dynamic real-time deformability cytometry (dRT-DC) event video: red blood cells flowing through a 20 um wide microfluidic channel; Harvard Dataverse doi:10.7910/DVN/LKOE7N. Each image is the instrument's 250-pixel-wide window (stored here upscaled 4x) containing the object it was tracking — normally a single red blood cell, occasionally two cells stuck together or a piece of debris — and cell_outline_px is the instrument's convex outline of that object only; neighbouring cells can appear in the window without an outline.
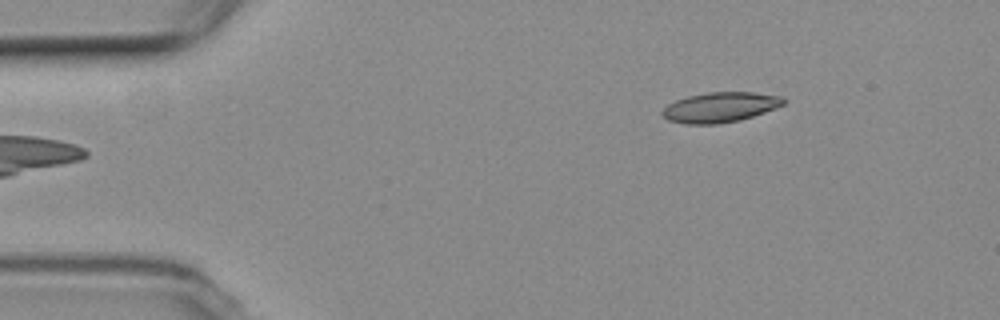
{"species": "common noctule bat (a hibernating species)", "species_latin": "Nyctalus noctula", "temperature_condition": "room temperature", "stored_images_in_passage": 2, "camera_frame_rate_fps": 3000, "um_per_image_px": 0.085, "animal": {"sex": "female", "body_mass_g": 19.3, "forearm_length_mm": 54.1}, "frame": {"image": 1, "passage_image": 2, "time_ms": 1.333, "image_size_px": [1000, 320], "cell_outline_px": [[788, 100], [784, 104], [764, 112], [740, 120], [716, 124], [684, 124], [668, 120], [660, 112], [668, 104], [676, 100], [688, 96], [708, 92], [752, 92], [784, 96]], "centroid_in_image_um": [61.23, 9.11], "position_along_channel_um": 23.8, "area_um2": 21.27}}